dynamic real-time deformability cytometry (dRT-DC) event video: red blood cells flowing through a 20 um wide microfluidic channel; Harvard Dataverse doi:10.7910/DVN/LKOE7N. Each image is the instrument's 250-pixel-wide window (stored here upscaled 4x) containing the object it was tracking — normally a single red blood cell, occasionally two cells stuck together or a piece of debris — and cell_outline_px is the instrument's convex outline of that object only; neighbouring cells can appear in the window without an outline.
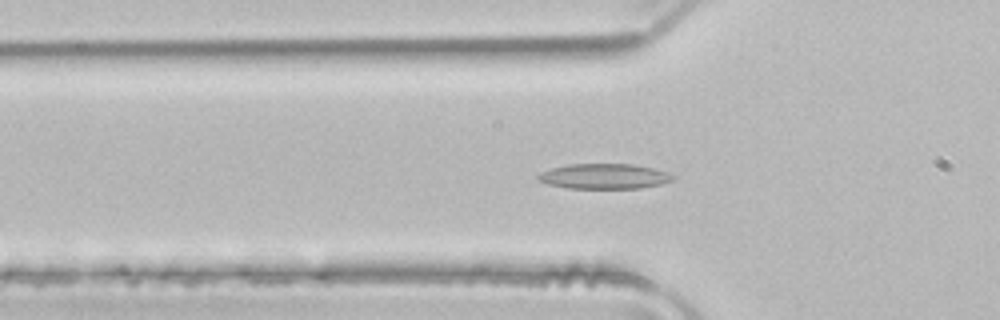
{"species": "common noctule bat (a hibernating species)", "species_latin": "Nyctalus noctula", "temperature_condition": "room temperature", "stored_images_in_passage": 37, "camera_frame_rate_fps": 3000, "um_per_image_px": 0.085, "animal": {"sex": "male", "body_mass_g": 21.5, "forearm_length_mm": 52.0}, "frame": {"image": 1, "passage_image": 3, "time_ms": 0.667, "image_size_px": [1000, 320], "cell_outline_px": [[676, 176], [672, 180], [660, 184], [640, 188], [568, 188], [548, 184], [536, 180], [536, 176], [540, 172], [552, 168], [568, 164], [632, 164], [652, 168], [668, 172]], "centroid_in_image_um": [51.33, 14.98], "position_along_channel_um": 74.5, "area_um2": 19.77}}
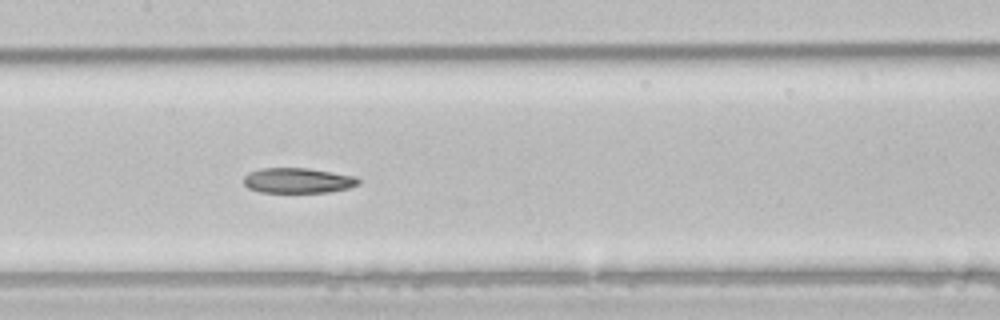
{"frame": {"image": 2, "passage_image": 11, "time_ms": 3.333, "image_size_px": [1000, 320], "cell_outline_px": [[360, 184], [348, 188], [328, 192], [260, 192], [248, 188], [244, 184], [244, 176], [248, 172], [260, 168], [308, 168], [356, 176], [360, 180]], "centroid_in_image_um": [25.31, 15.34], "position_along_channel_um": 182.1, "area_um2": 16.94}}
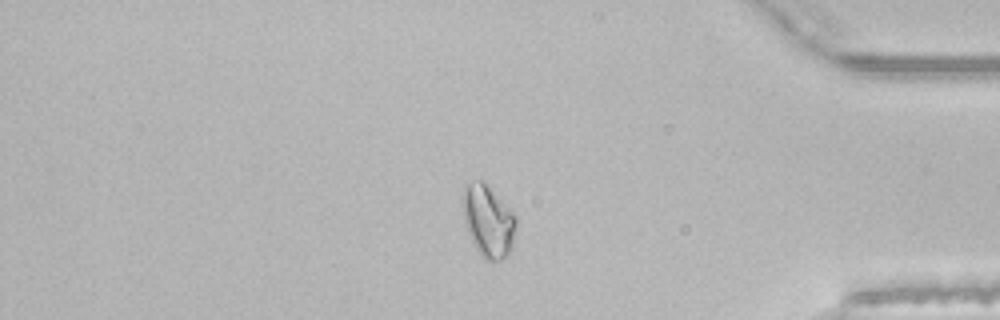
{"frame": {"image": 3, "passage_image": 29, "time_ms": 9.333, "image_size_px": [1000, 320], "cell_outline_px": [[516, 224], [512, 248], [500, 260], [488, 260], [472, 244], [464, 220], [464, 188], [472, 180], [484, 180], [516, 216]], "centroid_in_image_um": [41.51, 18.76], "position_along_channel_um": 393.7, "area_um2": 21.91}, "authors_computed_cell_mechanics": {"area_um2": 18.785, "velocity_mm_per_s": 4.0098, "shape_relaxation_time_tau1_ms": 9.3387, "shape_relaxation_time_tau2_ms": 4.01, "deformation_change_tau1": 0.1917, "deformation_change_tau2": 0.1026}}